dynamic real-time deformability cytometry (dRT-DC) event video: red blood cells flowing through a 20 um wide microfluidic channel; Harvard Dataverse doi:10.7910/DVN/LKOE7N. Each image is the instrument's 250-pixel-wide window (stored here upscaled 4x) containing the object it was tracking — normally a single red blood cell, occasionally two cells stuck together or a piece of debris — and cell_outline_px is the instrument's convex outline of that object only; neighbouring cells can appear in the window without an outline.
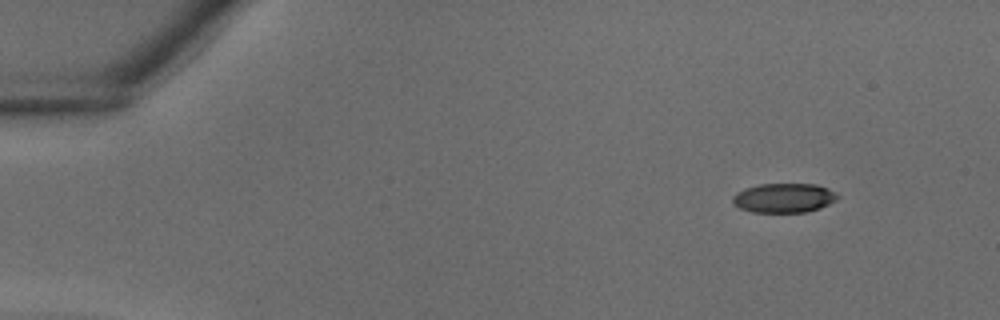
{"species": "common noctule bat (a hibernating species)", "species_latin": "Nyctalus noctula", "temperature_condition": "warm", "stored_images_in_passage": 35, "camera_frame_rate_fps": 3000, "um_per_image_px": 0.085, "animal": {"sex": "male", "body_mass_g": 18.8}, "frame": {"image": 1, "passage_image": 1, "time_ms": 0.0, "image_size_px": [1000, 320], "cell_outline_px": [[840, 196], [836, 200], [820, 208], [804, 212], [752, 212], [740, 208], [732, 204], [732, 196], [736, 192], [744, 188], [760, 184], [816, 184], [828, 188]], "centroid_in_image_um": [66.6, 16.82], "position_along_channel_um": 18.4, "area_um2": 18.03}}
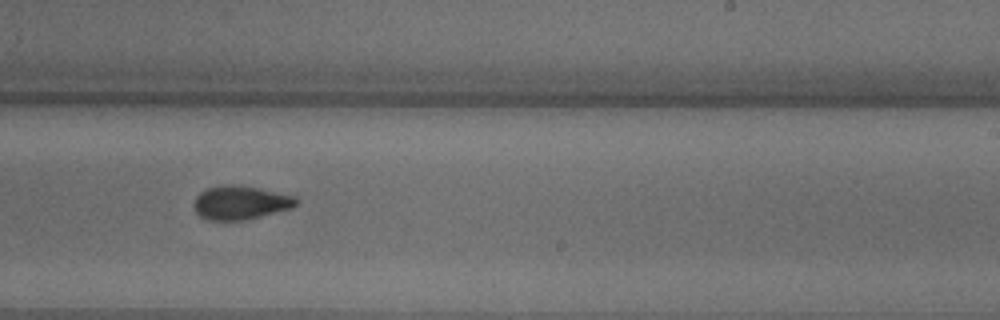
{"frame": {"image": 2, "passage_image": 21, "time_ms": 6.667, "image_size_px": [1000, 320], "cell_outline_px": [[296, 204], [292, 208], [244, 220], [208, 220], [200, 216], [196, 212], [192, 204], [196, 196], [200, 192], [208, 188], [228, 184], [232, 184], [256, 188], [292, 196], [296, 200]], "centroid_in_image_um": [20.36, 17.23], "position_along_channel_um": 268.6, "area_um2": 19.71}}
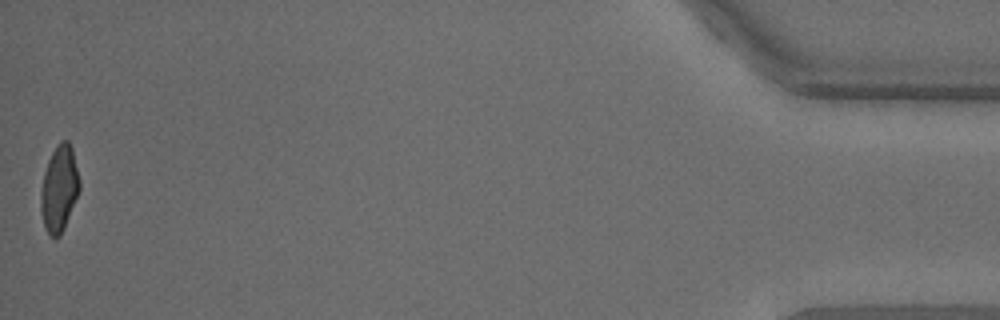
{"frame": {"image": 3, "passage_image": 35, "time_ms": 11.333, "image_size_px": [1000, 320], "cell_outline_px": [[80, 188], [64, 228], [60, 236], [56, 240], [44, 228], [40, 212], [40, 192], [44, 172], [48, 160], [56, 144], [60, 140], [68, 140], [72, 148], [80, 180]], "centroid_in_image_um": [5.01, 16.03], "position_along_channel_um": 430.2, "area_um2": 19.59}}